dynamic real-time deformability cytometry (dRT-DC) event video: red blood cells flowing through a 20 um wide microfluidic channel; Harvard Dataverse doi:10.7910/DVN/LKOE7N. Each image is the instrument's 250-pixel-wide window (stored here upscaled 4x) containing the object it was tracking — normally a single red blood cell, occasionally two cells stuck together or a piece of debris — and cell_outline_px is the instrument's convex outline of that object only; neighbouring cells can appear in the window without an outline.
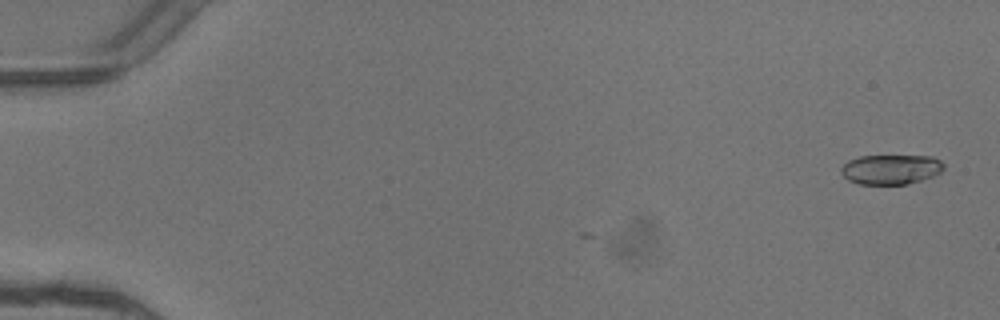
{"species": "common noctule bat (a hibernating species)", "species_latin": "Nyctalus noctula", "temperature_condition": "warm", "stored_images_in_passage": 5, "camera_frame_rate_fps": 3000, "um_per_image_px": 0.085, "animal": {"sex": "female"}, "frame": {"image": 1, "passage_image": 1, "time_ms": 0.0, "image_size_px": [1000, 320], "cell_outline_px": [[944, 168], [940, 172], [932, 176], [908, 184], [860, 184], [848, 180], [840, 172], [840, 168], [848, 160], [860, 156], [932, 156], [940, 160], [944, 164]], "centroid_in_image_um": [75.71, 14.39], "position_along_channel_um": 9.3, "area_um2": 17.8}}
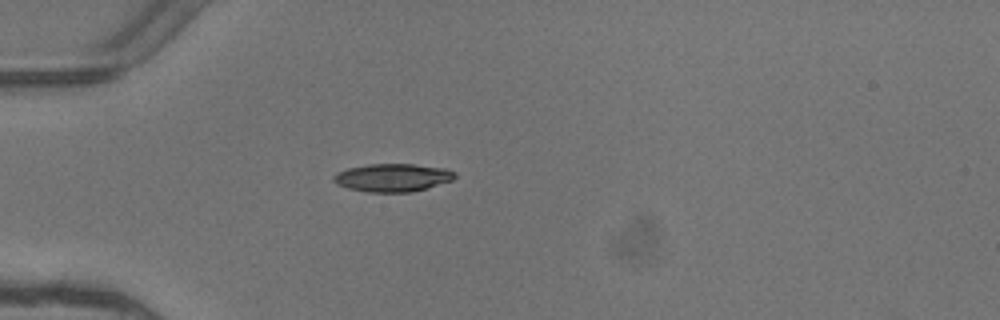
{"frame": {"image": 2, "passage_image": 4, "time_ms": 1.0, "image_size_px": [1000, 320], "cell_outline_px": [[456, 176], [452, 180], [412, 192], [368, 192], [348, 188], [336, 184], [332, 180], [332, 176], [336, 172], [348, 168], [368, 164], [412, 164], [444, 168], [456, 172]], "centroid_in_image_um": [33.33, 15.09], "position_along_channel_um": 51.7, "area_um2": 19.77}}